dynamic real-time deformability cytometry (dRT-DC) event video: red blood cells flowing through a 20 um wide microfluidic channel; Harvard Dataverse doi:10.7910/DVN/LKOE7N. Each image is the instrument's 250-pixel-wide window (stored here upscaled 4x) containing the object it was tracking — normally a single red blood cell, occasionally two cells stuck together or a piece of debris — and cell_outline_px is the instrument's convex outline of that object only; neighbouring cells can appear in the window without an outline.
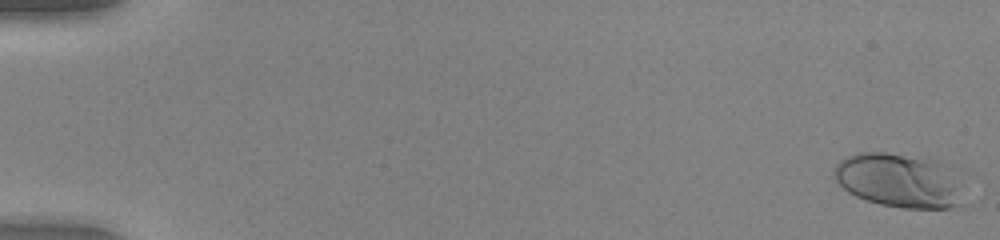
{"species": "human", "species_latin": "Homo sapiens", "temperature_condition": "warm", "stored_images_in_passage": 52, "camera_frame_rate_fps": 3000, "um_per_image_px": 0.085, "donor": {"sex": "female"}, "frame": {"image": 1, "passage_image": 1, "time_ms": 0.0, "image_size_px": [1000, 240], "cell_outline_px": [[956, 204], [948, 208], [904, 208], [880, 204], [856, 196], [848, 192], [836, 180], [832, 172], [836, 164], [844, 156], [856, 152], [884, 152], [928, 156], [940, 160], [948, 164]], "centroid_in_image_um": [76.23, 15.26], "position_along_channel_um": 8.8, "area_um2": 40.0}}
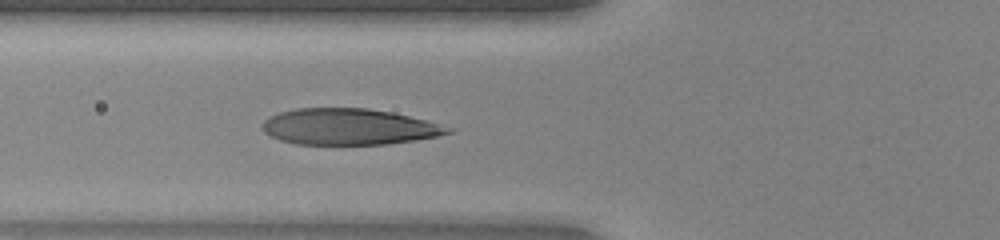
{"frame": {"image": 2, "passage_image": 21, "time_ms": 6.667, "image_size_px": [1000, 240], "cell_outline_px": [[456, 132], [416, 140], [388, 144], [296, 144], [280, 140], [264, 132], [260, 128], [260, 124], [264, 120], [280, 112], [296, 108], [368, 108], [392, 112], [456, 128]], "centroid_in_image_um": [29.67, 10.77], "position_along_channel_um": 96.1, "area_um2": 39.25}}
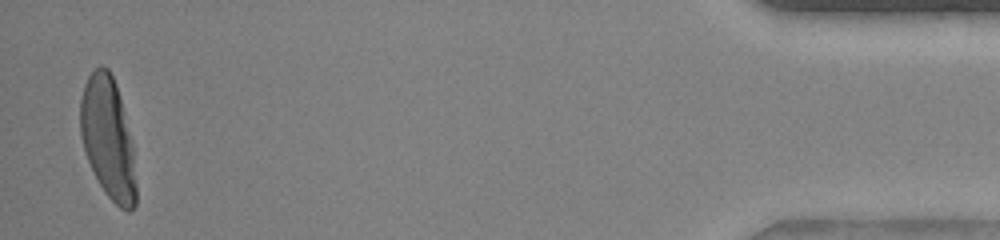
{"frame": {"image": 3, "passage_image": 51, "time_ms": 16.667, "image_size_px": [1000, 240], "cell_outline_px": [[136, 204], [128, 212], [120, 208], [104, 192], [88, 160], [80, 136], [80, 100], [84, 84], [88, 76], [100, 64], [108, 68], [116, 84], [132, 140], [136, 184]], "centroid_in_image_um": [9.18, 11.73], "position_along_channel_um": 426.0, "area_um2": 39.3}}